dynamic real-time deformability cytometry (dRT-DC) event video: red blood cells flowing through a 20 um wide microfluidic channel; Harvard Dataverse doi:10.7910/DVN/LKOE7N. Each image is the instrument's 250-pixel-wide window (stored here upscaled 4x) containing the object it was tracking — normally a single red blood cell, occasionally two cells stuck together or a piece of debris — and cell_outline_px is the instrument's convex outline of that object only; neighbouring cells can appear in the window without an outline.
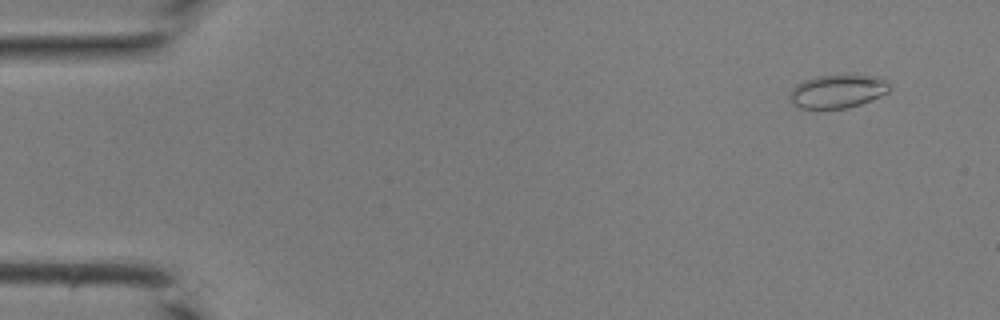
{"species": "common noctule bat (a hibernating species)", "species_latin": "Nyctalus noctula", "temperature_condition": "room temperature", "stored_images_in_passage": 40, "camera_frame_rate_fps": 3000, "um_per_image_px": 0.085, "animal": {"sex": "male", "body_mass_g": 19.0, "forearm_length_mm": 50.8}, "frame": {"image": 1, "passage_image": 1, "time_ms": 0.0, "image_size_px": [1000, 320], "cell_outline_px": [[892, 88], [888, 92], [880, 96], [860, 104], [844, 108], [800, 108], [792, 104], [788, 96], [792, 88], [796, 84], [804, 80], [820, 76], [876, 76], [884, 80]], "centroid_in_image_um": [71.16, 7.77], "position_along_channel_um": 13.8, "area_um2": 19.07}}
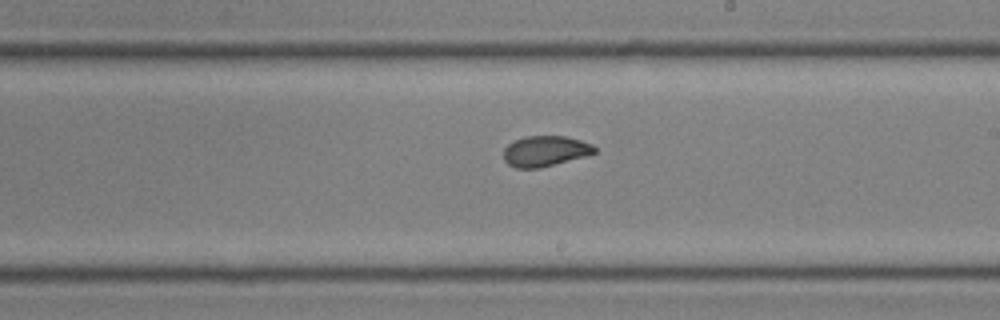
{"frame": {"image": 2, "passage_image": 23, "time_ms": 7.333, "image_size_px": [1000, 320], "cell_outline_px": [[596, 152], [584, 156], [540, 168], [516, 168], [508, 164], [504, 160], [504, 148], [508, 144], [524, 136], [564, 136], [580, 140], [592, 144], [596, 148]], "centroid_in_image_um": [46.32, 12.84], "position_along_channel_um": 242.7, "area_um2": 16.07}}
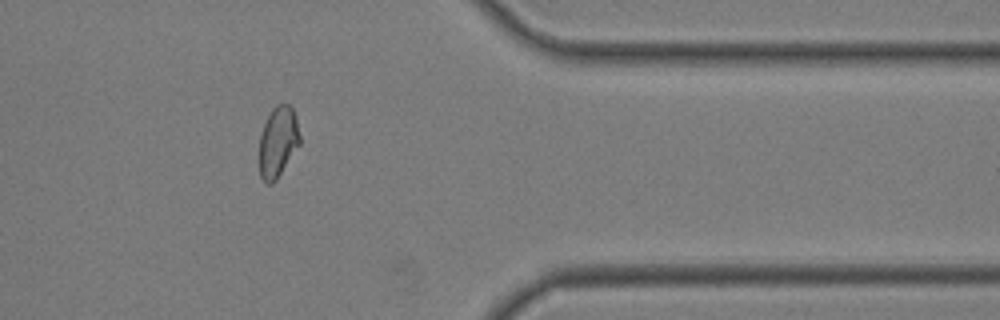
{"frame": {"image": 3, "passage_image": 33, "time_ms": 10.667, "image_size_px": [1000, 320], "cell_outline_px": [[300, 144], [276, 180], [272, 184], [264, 184], [260, 176], [260, 136], [264, 124], [272, 108], [276, 104], [288, 104], [292, 108], [296, 116], [300, 136]], "centroid_in_image_um": [23.63, 12.07], "position_along_channel_um": 387.8, "area_um2": 16.7}}